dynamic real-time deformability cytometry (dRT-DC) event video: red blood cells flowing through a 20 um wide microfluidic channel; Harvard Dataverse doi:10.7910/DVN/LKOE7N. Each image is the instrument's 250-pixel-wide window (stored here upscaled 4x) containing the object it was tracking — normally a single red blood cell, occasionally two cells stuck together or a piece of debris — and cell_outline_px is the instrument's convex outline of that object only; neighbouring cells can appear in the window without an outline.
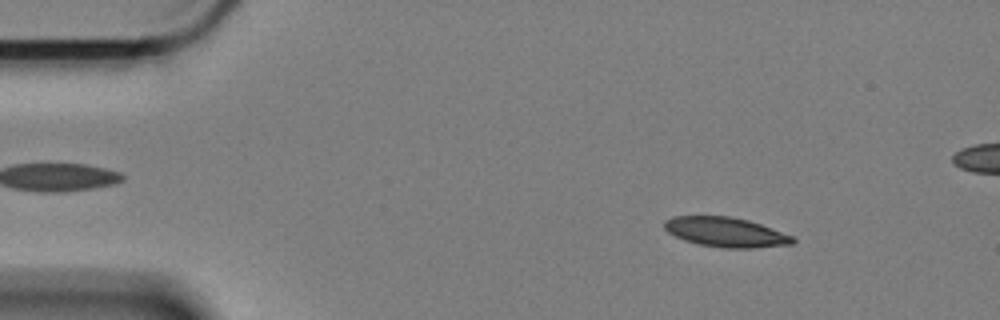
{"species": "Egyptian fruit bat (a non-hibernating species)", "species_latin": "Rousettus aegyptiacus", "temperature_condition": "cold", "stored_images_in_passage": 60, "segment_of_instrument_passage": [1, 2], "camera_frame_rate_fps": 3000, "um_per_image_px": 0.085, "animal": {"sex": "female"}, "frame": {"image": 1, "passage_image": 7, "time_ms": 2.0, "image_size_px": [1000, 320], "cell_outline_px": [[796, 240], [792, 244], [756, 248], [720, 248], [700, 244], [684, 240], [668, 232], [664, 228], [664, 220], [672, 216], [728, 216], [748, 220], [760, 224], [792, 236]], "centroid_in_image_um": [61.67, 19.73], "position_along_channel_um": 23.3, "area_um2": 22.14}}
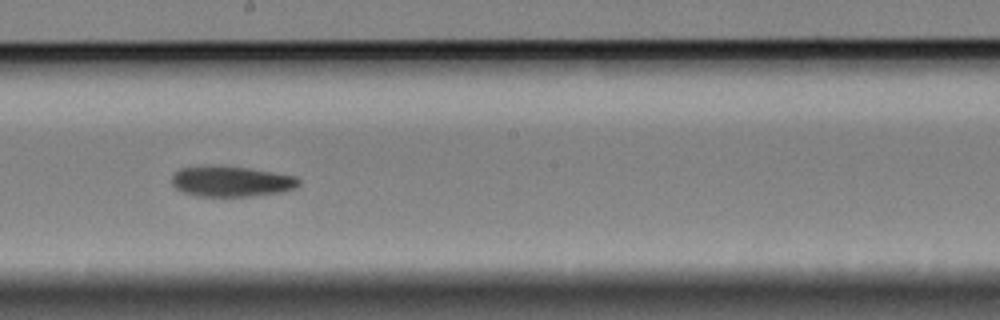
{"frame": {"image": 2, "passage_image": 32, "time_ms": 10.333, "image_size_px": [1000, 320], "cell_outline_px": [[300, 184], [296, 188], [280, 192], [252, 196], [196, 196], [184, 192], [176, 188], [172, 184], [172, 176], [180, 168], [248, 168], [296, 176], [300, 180]], "centroid_in_image_um": [19.72, 15.46], "position_along_channel_um": 228.5, "area_um2": 21.79}}
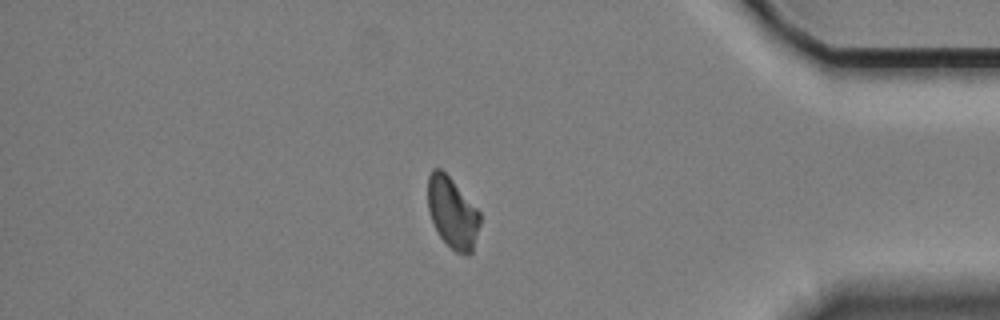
{"frame": {"image": 3, "passage_image": 50, "time_ms": 16.333, "image_size_px": [1000, 320], "cell_outline_px": [[480, 224], [472, 252], [468, 256], [464, 256], [456, 252], [440, 236], [428, 212], [428, 176], [432, 168], [440, 168], [452, 180], [480, 212]], "centroid_in_image_um": [38.45, 18.09], "position_along_channel_um": 396.7, "area_um2": 21.39}}